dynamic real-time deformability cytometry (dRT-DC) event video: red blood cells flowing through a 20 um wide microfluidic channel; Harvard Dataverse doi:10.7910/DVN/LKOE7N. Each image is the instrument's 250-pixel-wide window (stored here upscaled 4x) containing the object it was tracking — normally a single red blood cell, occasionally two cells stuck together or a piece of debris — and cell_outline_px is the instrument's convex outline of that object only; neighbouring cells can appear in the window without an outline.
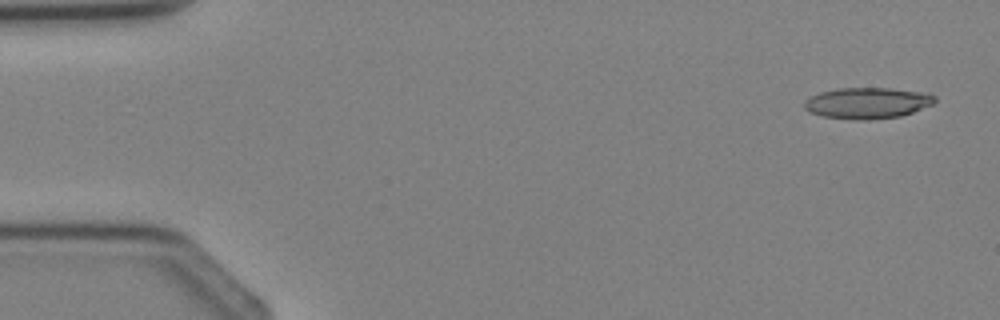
{"species": "Egyptian fruit bat (a non-hibernating species)", "species_latin": "Rousettus aegyptiacus", "temperature_condition": "cold", "stored_images_in_passage": 3, "camera_frame_rate_fps": 3000, "um_per_image_px": 0.085, "animal": {"sex": "female"}, "frame": {"image": 1, "passage_image": 1, "time_ms": 0.0, "image_size_px": [1000, 320], "cell_outline_px": [[936, 100], [932, 104], [912, 112], [900, 116], [868, 120], [852, 120], [820, 116], [808, 112], [804, 108], [804, 100], [820, 92], [840, 88], [888, 88], [920, 92], [936, 96]], "centroid_in_image_um": [73.67, 8.77], "position_along_channel_um": 11.3, "area_um2": 23.64}}